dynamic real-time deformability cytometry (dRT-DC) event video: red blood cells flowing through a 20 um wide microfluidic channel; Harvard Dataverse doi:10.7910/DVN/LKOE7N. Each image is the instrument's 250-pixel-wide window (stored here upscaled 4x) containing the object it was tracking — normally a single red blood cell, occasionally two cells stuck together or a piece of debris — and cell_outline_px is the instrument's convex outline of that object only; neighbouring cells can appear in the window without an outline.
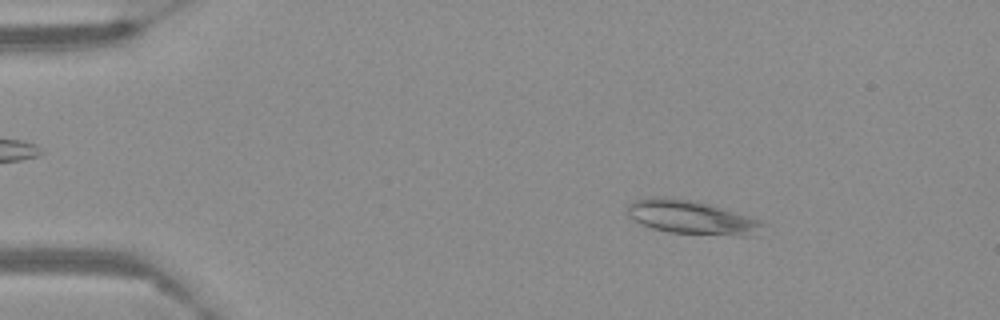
{"species": "Egyptian fruit bat (a non-hibernating species)", "species_latin": "Rousettus aegyptiacus", "temperature_condition": "warm", "stored_images_in_passage": 57, "camera_frame_rate_fps": 3000, "um_per_image_px": 0.085, "frame": {"image": 1, "passage_image": 8, "time_ms": 2.333, "image_size_px": [1000, 320], "cell_outline_px": [[768, 224], [760, 236], [740, 236], [668, 232], [652, 228], [640, 224], [628, 216], [628, 204], [632, 200], [652, 196], [664, 196], [692, 200], [708, 204], [748, 216], [760, 220]], "centroid_in_image_um": [58.82, 18.49], "position_along_channel_um": 26.2, "area_um2": 27.11}}
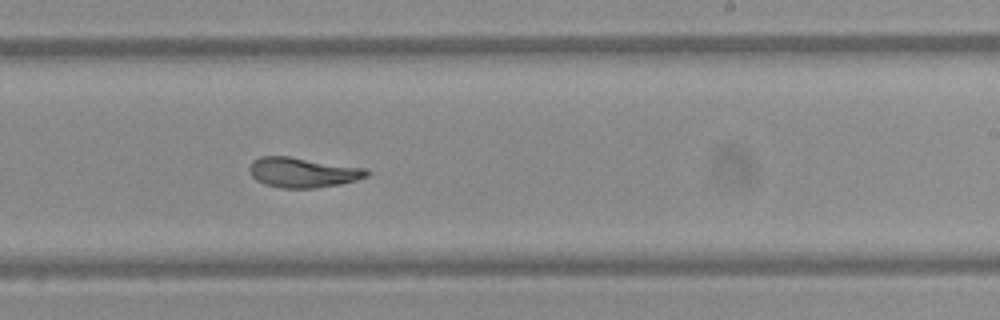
{"frame": {"image": 2, "passage_image": 35, "time_ms": 11.333, "image_size_px": [1000, 320], "cell_outline_px": [[372, 172], [368, 176], [356, 180], [340, 184], [316, 188], [280, 188], [264, 184], [256, 180], [252, 176], [248, 168], [252, 160], [260, 156], [288, 156], [368, 168]], "centroid_in_image_um": [25.75, 14.65], "position_along_channel_um": 263.2, "area_um2": 20.81}}
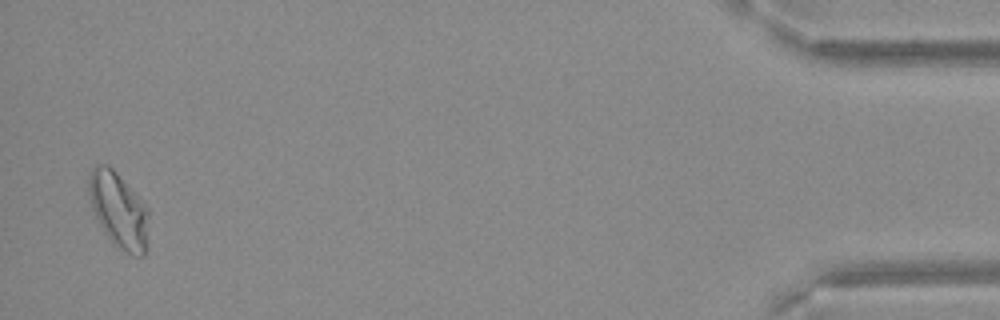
{"frame": {"image": 3, "passage_image": 56, "time_ms": 18.333, "image_size_px": [1000, 320], "cell_outline_px": [[148, 216], [144, 256], [132, 256], [116, 244], [104, 232], [92, 208], [88, 192], [88, 180], [92, 168], [96, 164], [108, 164], [116, 172], [148, 208]], "centroid_in_image_um": [10.06, 17.82], "position_along_channel_um": 425.1, "area_um2": 25.72}}